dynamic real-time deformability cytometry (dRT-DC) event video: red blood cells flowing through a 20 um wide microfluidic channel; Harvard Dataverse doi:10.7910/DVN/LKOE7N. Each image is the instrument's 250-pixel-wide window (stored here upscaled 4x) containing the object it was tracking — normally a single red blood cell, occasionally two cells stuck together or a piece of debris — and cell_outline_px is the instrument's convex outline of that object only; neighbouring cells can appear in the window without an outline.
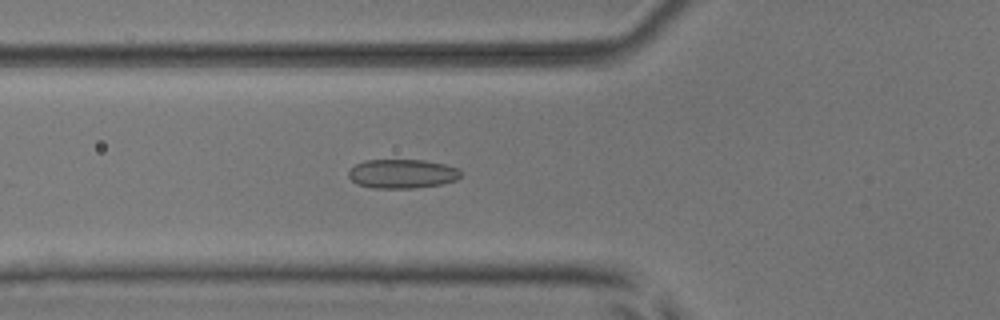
{"species": "common noctule bat (a hibernating species)", "species_latin": "Nyctalus noctula", "temperature_condition": "room temperature", "stored_images_in_passage": 25, "camera_frame_rate_fps": 3000, "um_per_image_px": 0.085, "animal": {"sex": "male", "body_mass_g": 17.9, "forearm_length_mm": 54.2}, "frame": {"image": 1, "passage_image": 6, "time_ms": 1.667, "image_size_px": [1000, 320], "cell_outline_px": [[460, 176], [456, 180], [440, 184], [412, 188], [372, 188], [356, 184], [348, 176], [348, 172], [356, 164], [364, 160], [424, 160], [444, 164], [456, 168], [460, 172]], "centroid_in_image_um": [34.15, 14.77], "position_along_channel_um": 91.7, "area_um2": 18.9}}
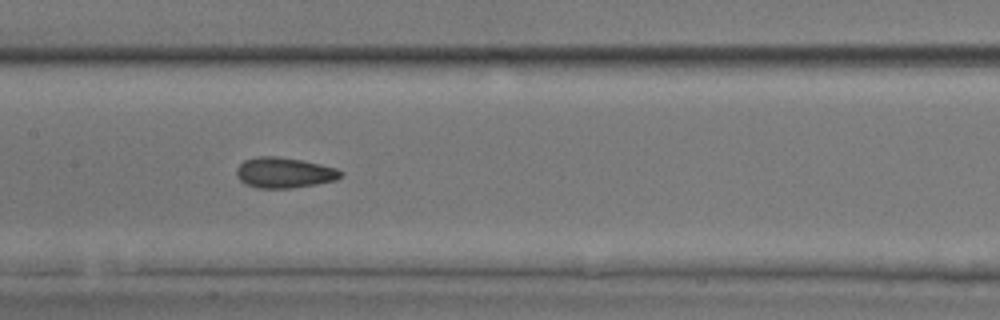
{"frame": {"image": 2, "passage_image": 13, "time_ms": 4.0, "image_size_px": [1000, 320], "cell_outline_px": [[344, 172], [336, 180], [316, 184], [288, 188], [256, 188], [244, 184], [236, 176], [236, 168], [244, 160], [256, 156], [276, 156], [300, 160], [320, 164], [336, 168]], "centroid_in_image_um": [24.12, 14.68], "position_along_channel_um": 183.3, "area_um2": 18.55}}
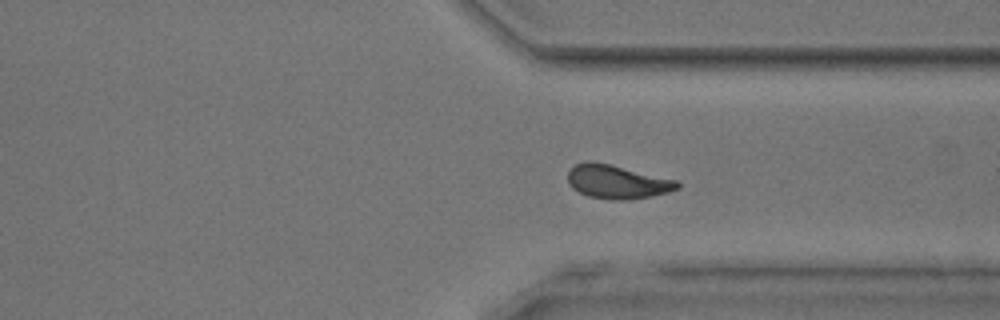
{"frame": {"image": 3, "passage_image": 23, "time_ms": 7.333, "image_size_px": [1000, 320], "cell_outline_px": [[680, 188], [668, 192], [648, 196], [624, 200], [612, 200], [588, 196], [572, 188], [568, 184], [568, 172], [576, 164], [588, 160], [592, 160], [676, 180], [680, 184]], "centroid_in_image_um": [52.42, 15.45], "position_along_channel_um": 359.0, "area_um2": 21.27}}